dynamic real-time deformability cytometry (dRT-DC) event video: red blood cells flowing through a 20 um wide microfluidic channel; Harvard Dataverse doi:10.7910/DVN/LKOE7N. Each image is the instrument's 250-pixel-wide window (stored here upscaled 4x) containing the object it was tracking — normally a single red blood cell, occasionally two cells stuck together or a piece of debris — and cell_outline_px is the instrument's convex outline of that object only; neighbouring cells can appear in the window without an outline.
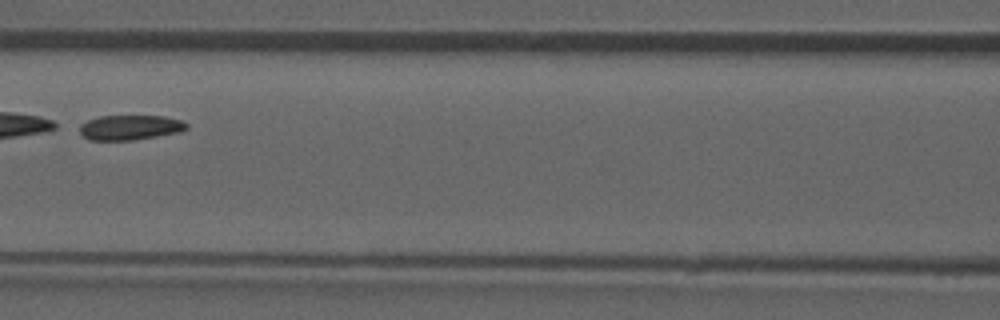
{"species": "common noctule bat (a hibernating species)", "species_latin": "Nyctalus noctula", "temperature_condition": "room temperature", "stored_images_in_passage": 4, "camera_frame_rate_fps": 3000, "um_per_image_px": 0.085, "animal": {"sex": "male", "forearm_length_mm": 52.5}, "frame": {"image": 1, "passage_image": 4, "time_ms": 3.667, "image_size_px": [1000, 320], "cell_outline_px": [[188, 128], [180, 132], [132, 140], [88, 140], [80, 132], [80, 124], [88, 120], [100, 116], [164, 116], [184, 120], [188, 124]], "centroid_in_image_um": [11.09, 10.83], "position_along_channel_um": 155.5, "area_um2": 15.55}}